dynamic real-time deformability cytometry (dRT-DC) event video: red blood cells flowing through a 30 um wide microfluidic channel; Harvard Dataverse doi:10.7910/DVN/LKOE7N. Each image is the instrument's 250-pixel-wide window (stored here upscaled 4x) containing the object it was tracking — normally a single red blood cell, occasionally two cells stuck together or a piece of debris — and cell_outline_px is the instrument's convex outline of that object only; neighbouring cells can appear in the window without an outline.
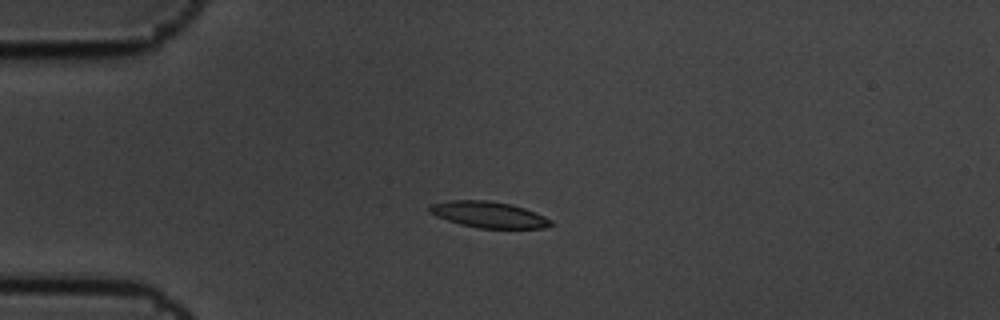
{"species": "common noctule bat (a hibernating species)", "species_latin": "Nyctalus noctula", "temperature_condition": "cold", "stored_images_in_passage": 6, "camera_frame_rate_fps": 3000, "um_per_image_px": 0.085, "animal": {"sex": "male", "body_mass_g": 19.5, "forearm_length_mm": 54.6}, "frame": {"image": 1, "passage_image": 5, "time_ms": 1.333, "image_size_px": [1000, 320], "cell_outline_px": [[552, 224], [544, 228], [480, 228], [460, 224], [436, 216], [428, 212], [428, 204], [448, 200], [488, 200], [512, 204], [536, 212], [552, 220]], "centroid_in_image_um": [41.5, 18.23], "position_along_channel_um": 43.5, "area_um2": 18.61}}